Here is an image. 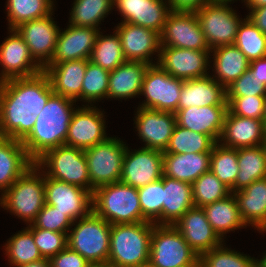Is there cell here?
Wrapping results in <instances>:
<instances>
[{
	"instance_id": "1",
	"label": "cell",
	"mask_w": 266,
	"mask_h": 267,
	"mask_svg": "<svg viewBox=\"0 0 266 267\" xmlns=\"http://www.w3.org/2000/svg\"><path fill=\"white\" fill-rule=\"evenodd\" d=\"M53 93L44 71L0 82V136L22 141Z\"/></svg>"
},
{
	"instance_id": "2",
	"label": "cell",
	"mask_w": 266,
	"mask_h": 267,
	"mask_svg": "<svg viewBox=\"0 0 266 267\" xmlns=\"http://www.w3.org/2000/svg\"><path fill=\"white\" fill-rule=\"evenodd\" d=\"M74 103L76 101L73 99L55 93L49 97L31 132L21 141L34 163L47 151L65 145L69 124L76 109Z\"/></svg>"
},
{
	"instance_id": "3",
	"label": "cell",
	"mask_w": 266,
	"mask_h": 267,
	"mask_svg": "<svg viewBox=\"0 0 266 267\" xmlns=\"http://www.w3.org/2000/svg\"><path fill=\"white\" fill-rule=\"evenodd\" d=\"M153 223L111 224L108 265L140 267L149 264Z\"/></svg>"
},
{
	"instance_id": "4",
	"label": "cell",
	"mask_w": 266,
	"mask_h": 267,
	"mask_svg": "<svg viewBox=\"0 0 266 267\" xmlns=\"http://www.w3.org/2000/svg\"><path fill=\"white\" fill-rule=\"evenodd\" d=\"M92 211L109 224L142 222L137 188L121 181L94 189Z\"/></svg>"
},
{
	"instance_id": "5",
	"label": "cell",
	"mask_w": 266,
	"mask_h": 267,
	"mask_svg": "<svg viewBox=\"0 0 266 267\" xmlns=\"http://www.w3.org/2000/svg\"><path fill=\"white\" fill-rule=\"evenodd\" d=\"M0 196L2 208L31 224L45 205L43 170L34 163Z\"/></svg>"
},
{
	"instance_id": "6",
	"label": "cell",
	"mask_w": 266,
	"mask_h": 267,
	"mask_svg": "<svg viewBox=\"0 0 266 267\" xmlns=\"http://www.w3.org/2000/svg\"><path fill=\"white\" fill-rule=\"evenodd\" d=\"M73 222L67 235V246L91 264H107L111 224L93 211ZM76 223V224H75Z\"/></svg>"
},
{
	"instance_id": "7",
	"label": "cell",
	"mask_w": 266,
	"mask_h": 267,
	"mask_svg": "<svg viewBox=\"0 0 266 267\" xmlns=\"http://www.w3.org/2000/svg\"><path fill=\"white\" fill-rule=\"evenodd\" d=\"M149 264L152 267H199V256L173 225H153Z\"/></svg>"
},
{
	"instance_id": "8",
	"label": "cell",
	"mask_w": 266,
	"mask_h": 267,
	"mask_svg": "<svg viewBox=\"0 0 266 267\" xmlns=\"http://www.w3.org/2000/svg\"><path fill=\"white\" fill-rule=\"evenodd\" d=\"M35 164L43 169L49 178L91 191L87 160L82 149L67 145L58 146L47 151Z\"/></svg>"
},
{
	"instance_id": "9",
	"label": "cell",
	"mask_w": 266,
	"mask_h": 267,
	"mask_svg": "<svg viewBox=\"0 0 266 267\" xmlns=\"http://www.w3.org/2000/svg\"><path fill=\"white\" fill-rule=\"evenodd\" d=\"M124 143L120 138L109 137L106 141L84 150L92 193L99 186L120 181L127 150Z\"/></svg>"
},
{
	"instance_id": "10",
	"label": "cell",
	"mask_w": 266,
	"mask_h": 267,
	"mask_svg": "<svg viewBox=\"0 0 266 267\" xmlns=\"http://www.w3.org/2000/svg\"><path fill=\"white\" fill-rule=\"evenodd\" d=\"M210 49L233 45L242 18L228 4H205L195 11Z\"/></svg>"
},
{
	"instance_id": "11",
	"label": "cell",
	"mask_w": 266,
	"mask_h": 267,
	"mask_svg": "<svg viewBox=\"0 0 266 267\" xmlns=\"http://www.w3.org/2000/svg\"><path fill=\"white\" fill-rule=\"evenodd\" d=\"M183 82V79L169 75L158 64L149 65L140 94L146 99L138 107L175 113Z\"/></svg>"
},
{
	"instance_id": "12",
	"label": "cell",
	"mask_w": 266,
	"mask_h": 267,
	"mask_svg": "<svg viewBox=\"0 0 266 267\" xmlns=\"http://www.w3.org/2000/svg\"><path fill=\"white\" fill-rule=\"evenodd\" d=\"M161 46L211 50L195 11H170L160 33Z\"/></svg>"
},
{
	"instance_id": "13",
	"label": "cell",
	"mask_w": 266,
	"mask_h": 267,
	"mask_svg": "<svg viewBox=\"0 0 266 267\" xmlns=\"http://www.w3.org/2000/svg\"><path fill=\"white\" fill-rule=\"evenodd\" d=\"M211 50H193L161 46L157 64L169 75L183 80L206 77L209 74Z\"/></svg>"
},
{
	"instance_id": "14",
	"label": "cell",
	"mask_w": 266,
	"mask_h": 267,
	"mask_svg": "<svg viewBox=\"0 0 266 267\" xmlns=\"http://www.w3.org/2000/svg\"><path fill=\"white\" fill-rule=\"evenodd\" d=\"M45 203L65 213L73 222L92 212V192L49 178L44 174Z\"/></svg>"
},
{
	"instance_id": "15",
	"label": "cell",
	"mask_w": 266,
	"mask_h": 267,
	"mask_svg": "<svg viewBox=\"0 0 266 267\" xmlns=\"http://www.w3.org/2000/svg\"><path fill=\"white\" fill-rule=\"evenodd\" d=\"M82 106L76 107L73 113L65 145L85 150L106 141L109 136L105 130L104 110L93 105Z\"/></svg>"
},
{
	"instance_id": "16",
	"label": "cell",
	"mask_w": 266,
	"mask_h": 267,
	"mask_svg": "<svg viewBox=\"0 0 266 267\" xmlns=\"http://www.w3.org/2000/svg\"><path fill=\"white\" fill-rule=\"evenodd\" d=\"M52 15L25 22L15 28L28 46L31 57L42 69L51 62L61 31Z\"/></svg>"
},
{
	"instance_id": "17",
	"label": "cell",
	"mask_w": 266,
	"mask_h": 267,
	"mask_svg": "<svg viewBox=\"0 0 266 267\" xmlns=\"http://www.w3.org/2000/svg\"><path fill=\"white\" fill-rule=\"evenodd\" d=\"M162 175L163 151L141 147L130 152L127 146L121 182L138 189L161 179Z\"/></svg>"
},
{
	"instance_id": "18",
	"label": "cell",
	"mask_w": 266,
	"mask_h": 267,
	"mask_svg": "<svg viewBox=\"0 0 266 267\" xmlns=\"http://www.w3.org/2000/svg\"><path fill=\"white\" fill-rule=\"evenodd\" d=\"M0 45V82L22 77H31L43 69L31 57L28 46L15 29Z\"/></svg>"
},
{
	"instance_id": "19",
	"label": "cell",
	"mask_w": 266,
	"mask_h": 267,
	"mask_svg": "<svg viewBox=\"0 0 266 267\" xmlns=\"http://www.w3.org/2000/svg\"><path fill=\"white\" fill-rule=\"evenodd\" d=\"M134 124L144 147L165 151L176 125L175 113L137 107Z\"/></svg>"
},
{
	"instance_id": "20",
	"label": "cell",
	"mask_w": 266,
	"mask_h": 267,
	"mask_svg": "<svg viewBox=\"0 0 266 267\" xmlns=\"http://www.w3.org/2000/svg\"><path fill=\"white\" fill-rule=\"evenodd\" d=\"M114 30L119 34L123 54L127 61L157 64L155 61L152 62L151 57L158 53L156 56L159 58L161 50L159 33L130 23H118Z\"/></svg>"
},
{
	"instance_id": "21",
	"label": "cell",
	"mask_w": 266,
	"mask_h": 267,
	"mask_svg": "<svg viewBox=\"0 0 266 267\" xmlns=\"http://www.w3.org/2000/svg\"><path fill=\"white\" fill-rule=\"evenodd\" d=\"M173 226L199 257L224 242L208 222L203 208L188 209Z\"/></svg>"
},
{
	"instance_id": "22",
	"label": "cell",
	"mask_w": 266,
	"mask_h": 267,
	"mask_svg": "<svg viewBox=\"0 0 266 267\" xmlns=\"http://www.w3.org/2000/svg\"><path fill=\"white\" fill-rule=\"evenodd\" d=\"M114 7L124 19L120 23L142 26L159 34L171 11L167 0H115Z\"/></svg>"
},
{
	"instance_id": "23",
	"label": "cell",
	"mask_w": 266,
	"mask_h": 267,
	"mask_svg": "<svg viewBox=\"0 0 266 267\" xmlns=\"http://www.w3.org/2000/svg\"><path fill=\"white\" fill-rule=\"evenodd\" d=\"M100 30L69 24L59 33L50 63L89 59Z\"/></svg>"
},
{
	"instance_id": "24",
	"label": "cell",
	"mask_w": 266,
	"mask_h": 267,
	"mask_svg": "<svg viewBox=\"0 0 266 267\" xmlns=\"http://www.w3.org/2000/svg\"><path fill=\"white\" fill-rule=\"evenodd\" d=\"M265 138V120L245 118L227 110L219 143L230 148L262 145Z\"/></svg>"
},
{
	"instance_id": "25",
	"label": "cell",
	"mask_w": 266,
	"mask_h": 267,
	"mask_svg": "<svg viewBox=\"0 0 266 267\" xmlns=\"http://www.w3.org/2000/svg\"><path fill=\"white\" fill-rule=\"evenodd\" d=\"M194 106H228L226 88L210 75L184 80L177 110Z\"/></svg>"
},
{
	"instance_id": "26",
	"label": "cell",
	"mask_w": 266,
	"mask_h": 267,
	"mask_svg": "<svg viewBox=\"0 0 266 267\" xmlns=\"http://www.w3.org/2000/svg\"><path fill=\"white\" fill-rule=\"evenodd\" d=\"M227 110L228 106H194L177 110L176 124L200 134H207L218 142Z\"/></svg>"
},
{
	"instance_id": "27",
	"label": "cell",
	"mask_w": 266,
	"mask_h": 267,
	"mask_svg": "<svg viewBox=\"0 0 266 267\" xmlns=\"http://www.w3.org/2000/svg\"><path fill=\"white\" fill-rule=\"evenodd\" d=\"M87 67L86 59L49 63L43 71L48 75L53 92L74 101H81L82 82Z\"/></svg>"
},
{
	"instance_id": "28",
	"label": "cell",
	"mask_w": 266,
	"mask_h": 267,
	"mask_svg": "<svg viewBox=\"0 0 266 267\" xmlns=\"http://www.w3.org/2000/svg\"><path fill=\"white\" fill-rule=\"evenodd\" d=\"M34 162L19 140L0 136V190L3 195Z\"/></svg>"
},
{
	"instance_id": "29",
	"label": "cell",
	"mask_w": 266,
	"mask_h": 267,
	"mask_svg": "<svg viewBox=\"0 0 266 267\" xmlns=\"http://www.w3.org/2000/svg\"><path fill=\"white\" fill-rule=\"evenodd\" d=\"M232 193L244 223L261 233L266 232V178L256 180L244 189Z\"/></svg>"
},
{
	"instance_id": "30",
	"label": "cell",
	"mask_w": 266,
	"mask_h": 267,
	"mask_svg": "<svg viewBox=\"0 0 266 267\" xmlns=\"http://www.w3.org/2000/svg\"><path fill=\"white\" fill-rule=\"evenodd\" d=\"M148 66V63L141 61H126L111 71L107 99L125 100L139 96Z\"/></svg>"
},
{
	"instance_id": "31",
	"label": "cell",
	"mask_w": 266,
	"mask_h": 267,
	"mask_svg": "<svg viewBox=\"0 0 266 267\" xmlns=\"http://www.w3.org/2000/svg\"><path fill=\"white\" fill-rule=\"evenodd\" d=\"M211 153H164L163 175L192 184L210 170Z\"/></svg>"
},
{
	"instance_id": "32",
	"label": "cell",
	"mask_w": 266,
	"mask_h": 267,
	"mask_svg": "<svg viewBox=\"0 0 266 267\" xmlns=\"http://www.w3.org/2000/svg\"><path fill=\"white\" fill-rule=\"evenodd\" d=\"M192 207H195L192 184L163 175L161 225H174Z\"/></svg>"
},
{
	"instance_id": "33",
	"label": "cell",
	"mask_w": 266,
	"mask_h": 267,
	"mask_svg": "<svg viewBox=\"0 0 266 267\" xmlns=\"http://www.w3.org/2000/svg\"><path fill=\"white\" fill-rule=\"evenodd\" d=\"M211 53L215 73L212 78L225 88L249 69L250 61L234 44L211 49Z\"/></svg>"
},
{
	"instance_id": "34",
	"label": "cell",
	"mask_w": 266,
	"mask_h": 267,
	"mask_svg": "<svg viewBox=\"0 0 266 267\" xmlns=\"http://www.w3.org/2000/svg\"><path fill=\"white\" fill-rule=\"evenodd\" d=\"M203 210L208 222L223 241L226 233L247 227L233 193L222 200L204 206Z\"/></svg>"
},
{
	"instance_id": "35",
	"label": "cell",
	"mask_w": 266,
	"mask_h": 267,
	"mask_svg": "<svg viewBox=\"0 0 266 267\" xmlns=\"http://www.w3.org/2000/svg\"><path fill=\"white\" fill-rule=\"evenodd\" d=\"M239 172L234 192L249 186L252 182L266 178V155L262 145L237 149Z\"/></svg>"
},
{
	"instance_id": "36",
	"label": "cell",
	"mask_w": 266,
	"mask_h": 267,
	"mask_svg": "<svg viewBox=\"0 0 266 267\" xmlns=\"http://www.w3.org/2000/svg\"><path fill=\"white\" fill-rule=\"evenodd\" d=\"M54 0H7L6 10L9 30L53 13Z\"/></svg>"
},
{
	"instance_id": "37",
	"label": "cell",
	"mask_w": 266,
	"mask_h": 267,
	"mask_svg": "<svg viewBox=\"0 0 266 267\" xmlns=\"http://www.w3.org/2000/svg\"><path fill=\"white\" fill-rule=\"evenodd\" d=\"M216 143L207 134H200L176 124L164 153H211Z\"/></svg>"
},
{
	"instance_id": "38",
	"label": "cell",
	"mask_w": 266,
	"mask_h": 267,
	"mask_svg": "<svg viewBox=\"0 0 266 267\" xmlns=\"http://www.w3.org/2000/svg\"><path fill=\"white\" fill-rule=\"evenodd\" d=\"M101 33L99 32L97 36L89 61L111 72L127 60L124 57L117 31L107 36Z\"/></svg>"
},
{
	"instance_id": "39",
	"label": "cell",
	"mask_w": 266,
	"mask_h": 267,
	"mask_svg": "<svg viewBox=\"0 0 266 267\" xmlns=\"http://www.w3.org/2000/svg\"><path fill=\"white\" fill-rule=\"evenodd\" d=\"M115 0H75L70 13L69 23L101 29L99 24L114 7ZM100 22V23H99Z\"/></svg>"
},
{
	"instance_id": "40",
	"label": "cell",
	"mask_w": 266,
	"mask_h": 267,
	"mask_svg": "<svg viewBox=\"0 0 266 267\" xmlns=\"http://www.w3.org/2000/svg\"><path fill=\"white\" fill-rule=\"evenodd\" d=\"M4 247L6 257L8 256V263L11 266L28 264L43 259L34 242L29 225L10 237Z\"/></svg>"
},
{
	"instance_id": "41",
	"label": "cell",
	"mask_w": 266,
	"mask_h": 267,
	"mask_svg": "<svg viewBox=\"0 0 266 267\" xmlns=\"http://www.w3.org/2000/svg\"><path fill=\"white\" fill-rule=\"evenodd\" d=\"M210 171L234 192V184L239 172L237 149L217 142L210 156Z\"/></svg>"
},
{
	"instance_id": "42",
	"label": "cell",
	"mask_w": 266,
	"mask_h": 267,
	"mask_svg": "<svg viewBox=\"0 0 266 267\" xmlns=\"http://www.w3.org/2000/svg\"><path fill=\"white\" fill-rule=\"evenodd\" d=\"M234 45L250 62L266 57V35L247 16L238 27Z\"/></svg>"
},
{
	"instance_id": "43",
	"label": "cell",
	"mask_w": 266,
	"mask_h": 267,
	"mask_svg": "<svg viewBox=\"0 0 266 267\" xmlns=\"http://www.w3.org/2000/svg\"><path fill=\"white\" fill-rule=\"evenodd\" d=\"M192 193L194 205L199 208L232 194L231 189L223 184L210 170L203 173L192 183Z\"/></svg>"
},
{
	"instance_id": "44",
	"label": "cell",
	"mask_w": 266,
	"mask_h": 267,
	"mask_svg": "<svg viewBox=\"0 0 266 267\" xmlns=\"http://www.w3.org/2000/svg\"><path fill=\"white\" fill-rule=\"evenodd\" d=\"M109 71L89 61L82 82L81 101L87 102L92 106V102L107 98L109 86Z\"/></svg>"
},
{
	"instance_id": "45",
	"label": "cell",
	"mask_w": 266,
	"mask_h": 267,
	"mask_svg": "<svg viewBox=\"0 0 266 267\" xmlns=\"http://www.w3.org/2000/svg\"><path fill=\"white\" fill-rule=\"evenodd\" d=\"M142 222L147 221L161 225L163 209V175L162 178L137 189Z\"/></svg>"
},
{
	"instance_id": "46",
	"label": "cell",
	"mask_w": 266,
	"mask_h": 267,
	"mask_svg": "<svg viewBox=\"0 0 266 267\" xmlns=\"http://www.w3.org/2000/svg\"><path fill=\"white\" fill-rule=\"evenodd\" d=\"M224 242L199 257V267H252L255 257L225 247Z\"/></svg>"
},
{
	"instance_id": "47",
	"label": "cell",
	"mask_w": 266,
	"mask_h": 267,
	"mask_svg": "<svg viewBox=\"0 0 266 267\" xmlns=\"http://www.w3.org/2000/svg\"><path fill=\"white\" fill-rule=\"evenodd\" d=\"M72 224L73 221L65 213L45 203L42 210L37 214L36 219L29 226L31 228L66 233L68 235Z\"/></svg>"
},
{
	"instance_id": "48",
	"label": "cell",
	"mask_w": 266,
	"mask_h": 267,
	"mask_svg": "<svg viewBox=\"0 0 266 267\" xmlns=\"http://www.w3.org/2000/svg\"><path fill=\"white\" fill-rule=\"evenodd\" d=\"M34 242L44 259H50L67 247V234L40 228H31Z\"/></svg>"
},
{
	"instance_id": "49",
	"label": "cell",
	"mask_w": 266,
	"mask_h": 267,
	"mask_svg": "<svg viewBox=\"0 0 266 267\" xmlns=\"http://www.w3.org/2000/svg\"><path fill=\"white\" fill-rule=\"evenodd\" d=\"M228 110L245 118L265 120V96L227 97Z\"/></svg>"
},
{
	"instance_id": "50",
	"label": "cell",
	"mask_w": 266,
	"mask_h": 267,
	"mask_svg": "<svg viewBox=\"0 0 266 267\" xmlns=\"http://www.w3.org/2000/svg\"><path fill=\"white\" fill-rule=\"evenodd\" d=\"M227 97L266 96V85L247 70L227 88Z\"/></svg>"
},
{
	"instance_id": "51",
	"label": "cell",
	"mask_w": 266,
	"mask_h": 267,
	"mask_svg": "<svg viewBox=\"0 0 266 267\" xmlns=\"http://www.w3.org/2000/svg\"><path fill=\"white\" fill-rule=\"evenodd\" d=\"M50 267H89L91 264L78 252L68 246L57 255L49 259Z\"/></svg>"
},
{
	"instance_id": "52",
	"label": "cell",
	"mask_w": 266,
	"mask_h": 267,
	"mask_svg": "<svg viewBox=\"0 0 266 267\" xmlns=\"http://www.w3.org/2000/svg\"><path fill=\"white\" fill-rule=\"evenodd\" d=\"M172 11H196L212 0H167Z\"/></svg>"
},
{
	"instance_id": "53",
	"label": "cell",
	"mask_w": 266,
	"mask_h": 267,
	"mask_svg": "<svg viewBox=\"0 0 266 267\" xmlns=\"http://www.w3.org/2000/svg\"><path fill=\"white\" fill-rule=\"evenodd\" d=\"M249 11L250 13L247 15V18L266 35V6L253 8Z\"/></svg>"
},
{
	"instance_id": "54",
	"label": "cell",
	"mask_w": 266,
	"mask_h": 267,
	"mask_svg": "<svg viewBox=\"0 0 266 267\" xmlns=\"http://www.w3.org/2000/svg\"><path fill=\"white\" fill-rule=\"evenodd\" d=\"M248 70L255 78L266 85V57L251 61Z\"/></svg>"
},
{
	"instance_id": "55",
	"label": "cell",
	"mask_w": 266,
	"mask_h": 267,
	"mask_svg": "<svg viewBox=\"0 0 266 267\" xmlns=\"http://www.w3.org/2000/svg\"><path fill=\"white\" fill-rule=\"evenodd\" d=\"M14 267H50L49 259H40L28 264H22Z\"/></svg>"
},
{
	"instance_id": "56",
	"label": "cell",
	"mask_w": 266,
	"mask_h": 267,
	"mask_svg": "<svg viewBox=\"0 0 266 267\" xmlns=\"http://www.w3.org/2000/svg\"><path fill=\"white\" fill-rule=\"evenodd\" d=\"M245 5L249 9L258 8L261 6H266V0H247Z\"/></svg>"
},
{
	"instance_id": "57",
	"label": "cell",
	"mask_w": 266,
	"mask_h": 267,
	"mask_svg": "<svg viewBox=\"0 0 266 267\" xmlns=\"http://www.w3.org/2000/svg\"><path fill=\"white\" fill-rule=\"evenodd\" d=\"M212 1L215 3H224V4H229V2L232 3V1L234 2V0H212ZM242 1H244V3H246L247 0H242Z\"/></svg>"
},
{
	"instance_id": "58",
	"label": "cell",
	"mask_w": 266,
	"mask_h": 267,
	"mask_svg": "<svg viewBox=\"0 0 266 267\" xmlns=\"http://www.w3.org/2000/svg\"><path fill=\"white\" fill-rule=\"evenodd\" d=\"M263 254L265 255H263L261 259L257 260H259L258 262H260L264 267H266V253L264 252Z\"/></svg>"
},
{
	"instance_id": "59",
	"label": "cell",
	"mask_w": 266,
	"mask_h": 267,
	"mask_svg": "<svg viewBox=\"0 0 266 267\" xmlns=\"http://www.w3.org/2000/svg\"><path fill=\"white\" fill-rule=\"evenodd\" d=\"M89 267H110L108 264H90Z\"/></svg>"
},
{
	"instance_id": "60",
	"label": "cell",
	"mask_w": 266,
	"mask_h": 267,
	"mask_svg": "<svg viewBox=\"0 0 266 267\" xmlns=\"http://www.w3.org/2000/svg\"><path fill=\"white\" fill-rule=\"evenodd\" d=\"M252 267H264V266L260 262H258V260H256L252 265Z\"/></svg>"
},
{
	"instance_id": "61",
	"label": "cell",
	"mask_w": 266,
	"mask_h": 267,
	"mask_svg": "<svg viewBox=\"0 0 266 267\" xmlns=\"http://www.w3.org/2000/svg\"><path fill=\"white\" fill-rule=\"evenodd\" d=\"M262 147L265 151V155H266V137L264 138L263 142H262Z\"/></svg>"
},
{
	"instance_id": "62",
	"label": "cell",
	"mask_w": 266,
	"mask_h": 267,
	"mask_svg": "<svg viewBox=\"0 0 266 267\" xmlns=\"http://www.w3.org/2000/svg\"><path fill=\"white\" fill-rule=\"evenodd\" d=\"M264 114H265V122H266V96H265Z\"/></svg>"
},
{
	"instance_id": "63",
	"label": "cell",
	"mask_w": 266,
	"mask_h": 267,
	"mask_svg": "<svg viewBox=\"0 0 266 267\" xmlns=\"http://www.w3.org/2000/svg\"><path fill=\"white\" fill-rule=\"evenodd\" d=\"M140 267H152L150 264H147V265H143V266H140Z\"/></svg>"
}]
</instances>
